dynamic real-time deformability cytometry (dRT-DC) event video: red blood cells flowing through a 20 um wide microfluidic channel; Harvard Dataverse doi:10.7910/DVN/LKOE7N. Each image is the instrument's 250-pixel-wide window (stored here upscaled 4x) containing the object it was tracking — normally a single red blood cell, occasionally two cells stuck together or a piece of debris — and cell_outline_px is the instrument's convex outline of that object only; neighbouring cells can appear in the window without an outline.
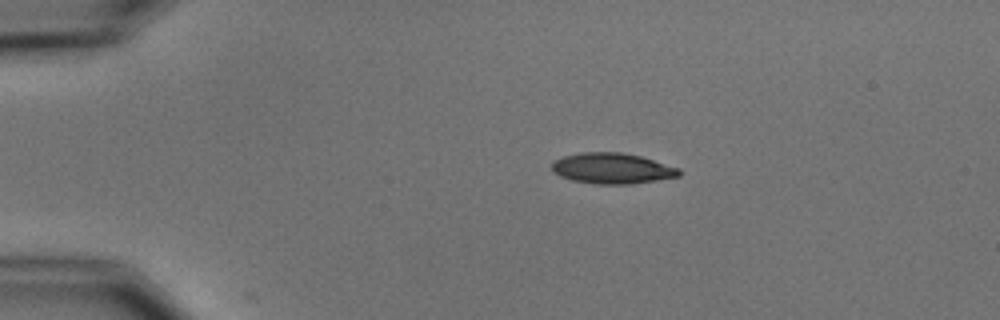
{"species": "common noctule bat (a hibernating species)", "species_latin": "Nyctalus noctula", "temperature_condition": "cold", "stored_images_in_passage": 6, "camera_frame_rate_fps": 3000, "um_per_image_px": 0.085, "animal": {"sex": "male", "body_mass_g": 15.6}, "frame": {"image": 1, "passage_image": 2, "time_ms": 1.333, "image_size_px": [1000, 320], "cell_outline_px": [[680, 176], [656, 180], [628, 184], [596, 184], [572, 180], [560, 176], [552, 172], [552, 164], [556, 160], [564, 156], [580, 152], [620, 152], [640, 156], [680, 168]], "centroid_in_image_um": [52.02, 14.31], "position_along_channel_um": 33.0, "area_um2": 22.66}}
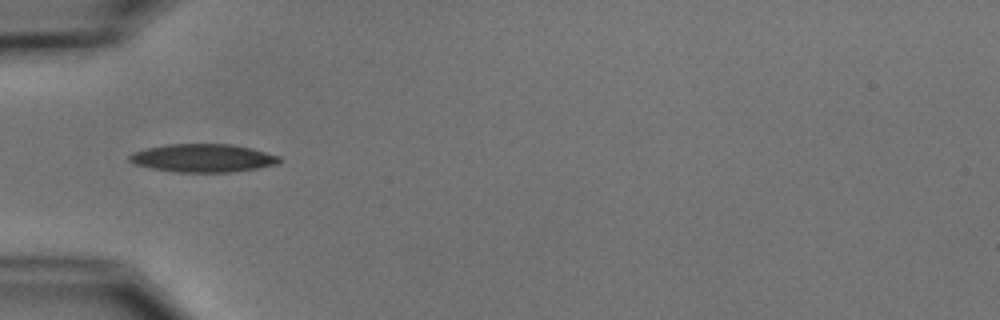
{"frame": {"image": 2, "passage_image": 4, "time_ms": 3.667, "image_size_px": [1000, 320], "cell_outline_px": [[284, 160], [280, 164], [232, 172], [180, 172], [152, 168], [136, 164], [128, 160], [128, 156], [132, 152], [144, 148], [168, 144], [232, 144], [252, 148], [280, 156]], "centroid_in_image_um": [17.29, 13.43], "position_along_channel_um": 67.7, "area_um2": 24.74}}
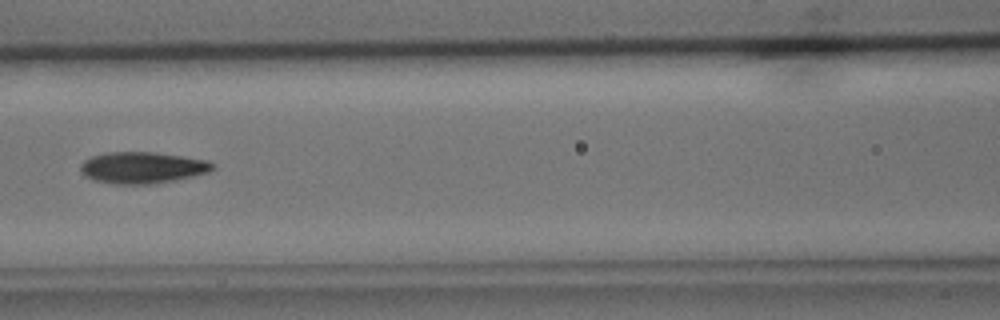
{"frame": {"image": 3, "passage_image": 6, "time_ms": 6.0, "image_size_px": [1000, 320], "cell_outline_px": [[216, 168], [208, 172], [176, 180], [152, 184], [112, 184], [92, 180], [84, 176], [80, 172], [80, 164], [84, 160], [92, 156], [104, 152], [152, 152], [208, 160], [216, 164]], "centroid_in_image_um": [12.07, 14.25], "position_along_channel_um": 154.5, "area_um2": 24.51}}